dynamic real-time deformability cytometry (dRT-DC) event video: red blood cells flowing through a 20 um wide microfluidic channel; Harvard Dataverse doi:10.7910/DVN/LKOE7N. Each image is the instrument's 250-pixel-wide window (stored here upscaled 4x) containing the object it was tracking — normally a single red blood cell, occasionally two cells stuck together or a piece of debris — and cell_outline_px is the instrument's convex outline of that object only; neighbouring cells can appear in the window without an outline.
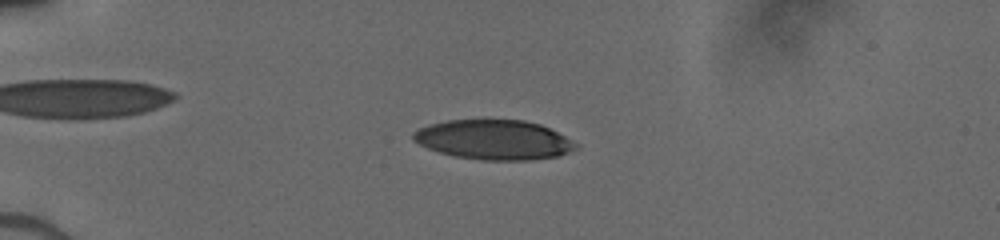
{"species": "human", "species_latin": "Homo sapiens", "temperature_condition": "cold", "stored_images_in_passage": 40, "camera_frame_rate_fps": 3000, "um_per_image_px": 0.085, "donor": {"sex": "male"}, "frame": {"image": 1, "passage_image": 3, "time_ms": 0.667, "image_size_px": [1000, 240], "cell_outline_px": [[580, 144], [576, 148], [568, 152], [556, 156], [532, 160], [484, 160], [456, 156], [440, 152], [428, 148], [412, 140], [412, 132], [428, 124], [448, 120], [484, 116], [524, 120], [540, 124]], "centroid_in_image_um": [41.94, 11.82], "position_along_channel_um": 43.1, "area_um2": 38.49}}
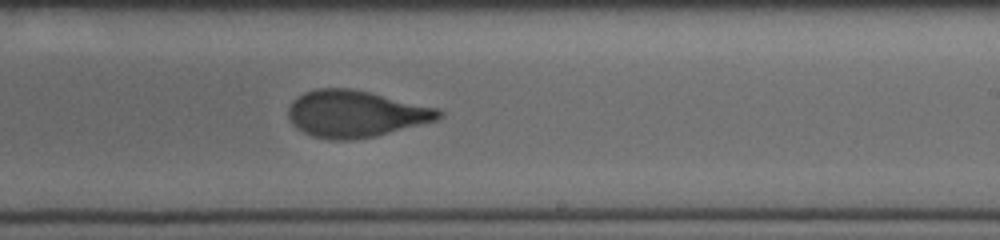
{"frame": {"image": 2, "passage_image": 22, "time_ms": 7.0, "image_size_px": [1000, 240], "cell_outline_px": [[444, 116], [436, 120], [376, 136], [348, 140], [332, 140], [312, 136], [296, 128], [292, 124], [288, 116], [288, 108], [292, 100], [296, 96], [304, 92], [316, 88], [352, 88], [436, 108], [444, 112]], "centroid_in_image_um": [30.17, 9.67], "position_along_channel_um": 258.8, "area_um2": 40.92}}
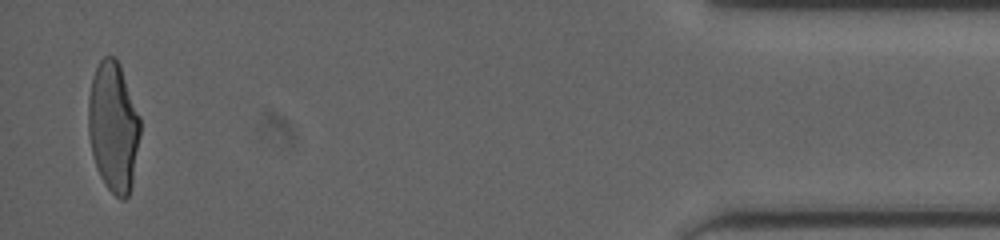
{"frame": {"image": 3, "passage_image": 39, "time_ms": 12.667, "image_size_px": [1000, 240], "cell_outline_px": [[140, 136], [132, 184], [128, 196], [124, 200], [120, 200], [104, 184], [96, 168], [92, 152], [88, 132], [88, 100], [92, 80], [96, 68], [100, 60], [104, 56], [116, 56], [120, 64], [140, 116]], "centroid_in_image_um": [9.64, 10.78], "position_along_channel_um": 425.6, "area_um2": 39.48}}